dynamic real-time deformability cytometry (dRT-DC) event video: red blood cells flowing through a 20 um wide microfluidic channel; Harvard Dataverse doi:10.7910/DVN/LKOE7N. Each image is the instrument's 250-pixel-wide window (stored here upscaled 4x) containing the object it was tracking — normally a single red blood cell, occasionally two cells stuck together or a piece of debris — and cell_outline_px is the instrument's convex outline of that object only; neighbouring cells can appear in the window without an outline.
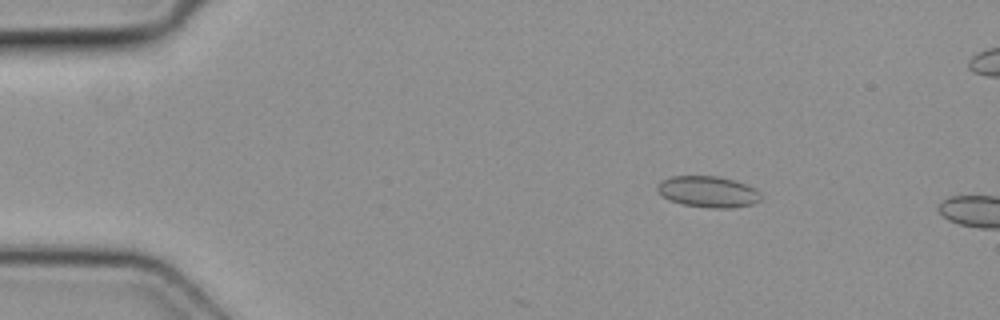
{"species": "common noctule bat (a hibernating species)", "species_latin": "Nyctalus noctula", "temperature_condition": "cold", "stored_images_in_passage": 2, "camera_frame_rate_fps": 3000, "um_per_image_px": 0.085, "animal": {"sex": "female", "body_mass_g": 19.3, "forearm_length_mm": 54.1}, "frame": {"image": 1, "passage_image": 1, "time_ms": 0.0, "image_size_px": [1000, 320], "cell_outline_px": [[760, 200], [752, 204], [728, 208], [708, 208], [684, 204], [668, 200], [656, 188], [660, 180], [672, 176], [716, 176], [736, 180], [756, 188], [760, 192]], "centroid_in_image_um": [60.19, 16.29], "position_along_channel_um": 24.8, "area_um2": 18.84}}